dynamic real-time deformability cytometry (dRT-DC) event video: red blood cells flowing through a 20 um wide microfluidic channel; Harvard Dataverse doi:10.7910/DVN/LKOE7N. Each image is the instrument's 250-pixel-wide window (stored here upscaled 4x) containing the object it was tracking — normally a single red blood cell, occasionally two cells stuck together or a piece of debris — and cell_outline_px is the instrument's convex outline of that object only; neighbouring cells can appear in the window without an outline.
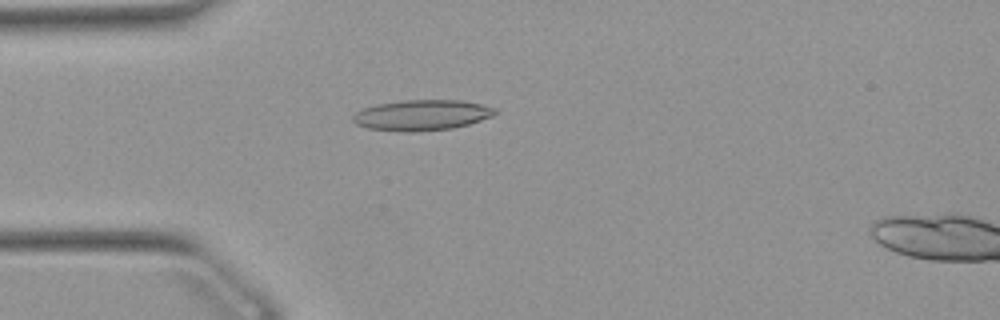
{"species": "Egyptian fruit bat (a non-hibernating species)", "species_latin": "Rousettus aegyptiacus", "temperature_condition": "warm", "stored_images_in_passage": 46, "camera_frame_rate_fps": 3000, "um_per_image_px": 0.085, "animal": {"sex": "female"}, "frame": {"image": 1, "passage_image": 8, "time_ms": 2.333, "image_size_px": [1000, 320], "cell_outline_px": [[496, 112], [492, 116], [468, 124], [452, 128], [412, 132], [404, 132], [368, 128], [356, 124], [352, 120], [352, 116], [356, 112], [364, 108], [376, 104], [404, 100], [460, 100], [480, 104], [496, 108]], "centroid_in_image_um": [35.83, 9.78], "position_along_channel_um": 49.2, "area_um2": 25.2}}
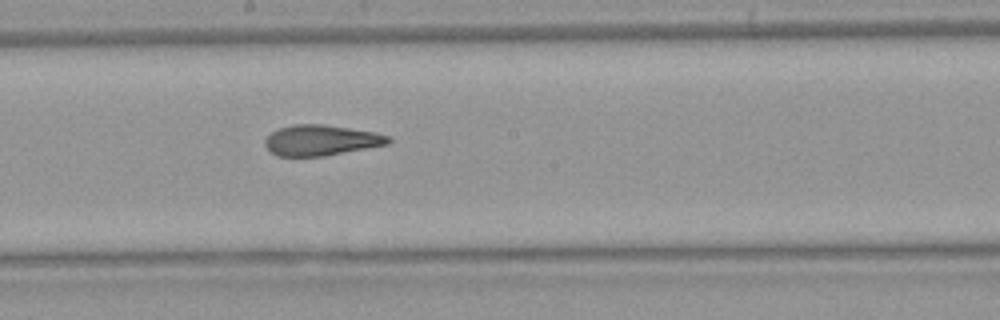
{"frame": {"image": 2, "passage_image": 22, "time_ms": 7.0, "image_size_px": [1000, 320], "cell_outline_px": [[392, 140], [388, 144], [324, 156], [276, 156], [264, 144], [264, 140], [272, 132], [280, 128], [292, 124], [324, 124], [376, 132], [392, 136]], "centroid_in_image_um": [27.32, 11.91], "position_along_channel_um": 220.9, "area_um2": 22.02}}
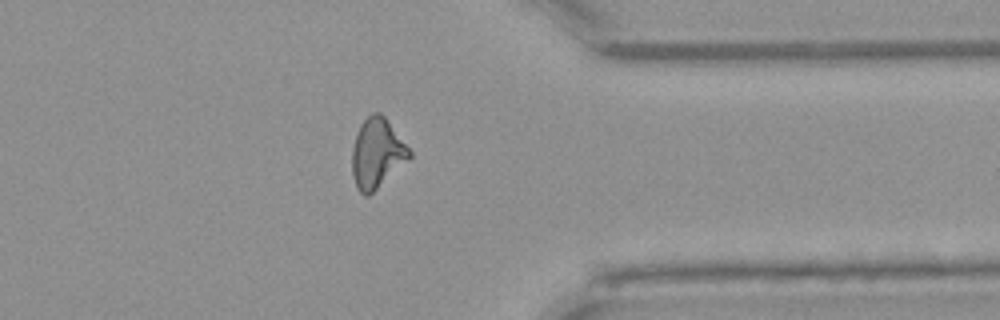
{"frame": {"image": 3, "passage_image": 35, "time_ms": 11.333, "image_size_px": [1000, 320], "cell_outline_px": [[412, 156], [408, 160], [368, 196], [364, 196], [356, 188], [352, 176], [352, 148], [360, 124], [372, 112], [380, 112], [384, 116], [412, 152]], "centroid_in_image_um": [32.02, 13.03], "position_along_channel_um": 379.4, "area_um2": 23.06}, "authors_computed_cell_mechanics": {"area_um2": 22.5709, "velocity_mm_per_s": 3.8933, "shape_relaxation_time_tau1_ms": null, "shape_relaxation_time_tau2_ms": 2.3373, "deformation_change_tau1": null, "deformation_change_tau2": 0.1123}}